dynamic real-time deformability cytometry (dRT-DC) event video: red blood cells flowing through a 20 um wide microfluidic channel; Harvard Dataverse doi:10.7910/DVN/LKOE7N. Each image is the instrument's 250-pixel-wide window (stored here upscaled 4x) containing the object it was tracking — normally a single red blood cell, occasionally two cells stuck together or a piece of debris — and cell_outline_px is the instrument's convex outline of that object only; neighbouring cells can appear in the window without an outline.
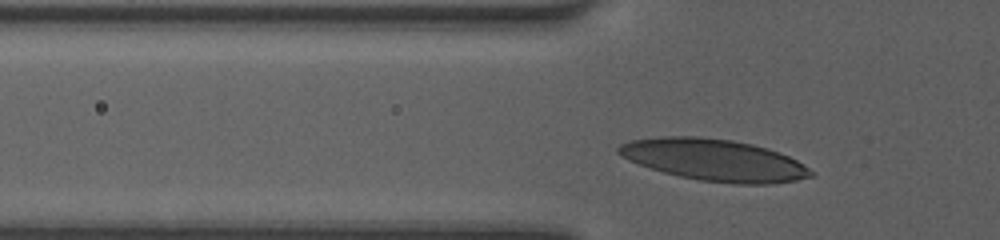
{"species": "human", "species_latin": "Homo sapiens", "temperature_condition": "room temperature", "stored_images_in_passage": 31, "camera_frame_rate_fps": 3000, "um_per_image_px": 0.085, "donor": {"sex": "female"}, "frame": {"image": 1, "passage_image": 5, "time_ms": 1.333, "image_size_px": [1000, 240], "cell_outline_px": [[816, 176], [796, 180], [768, 184], [732, 184], [700, 180], [680, 176], [664, 172], [628, 160], [620, 156], [616, 152], [616, 148], [620, 144], [632, 140], [664, 136], [696, 136], [732, 140], [752, 144], [768, 148], [780, 152], [796, 160], [816, 172]], "centroid_in_image_um": [60.74, 13.6], "position_along_channel_um": 65.1, "area_um2": 46.88}}
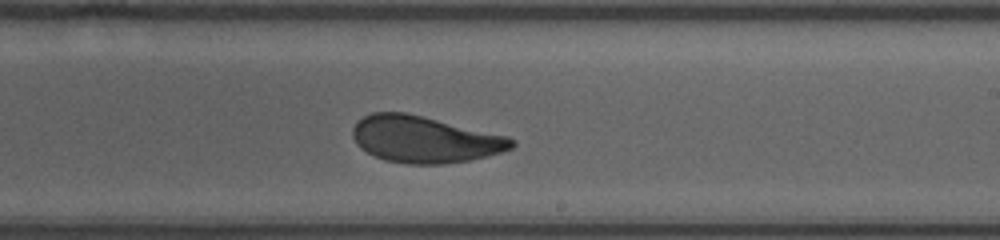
{"frame": {"image": 2, "passage_image": 19, "time_ms": 6.0, "image_size_px": [1000, 240], "cell_outline_px": [[516, 144], [512, 148], [500, 152], [468, 160], [444, 164], [408, 164], [384, 160], [360, 148], [356, 144], [352, 136], [352, 128], [356, 120], [372, 112], [404, 112], [508, 136], [516, 140]], "centroid_in_image_um": [36.05, 11.84], "position_along_channel_um": 252.9, "area_um2": 43.06}}
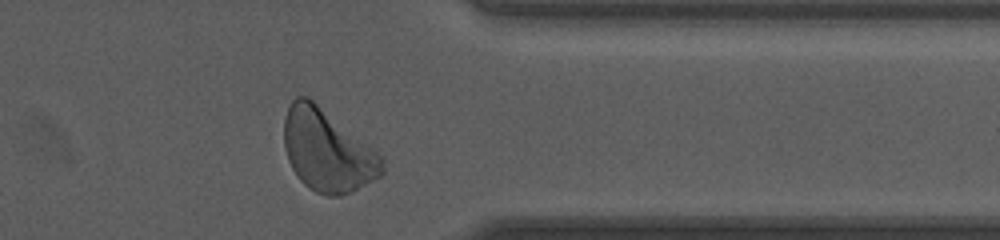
{"frame": {"image": 3, "passage_image": 29, "time_ms": 9.333, "image_size_px": [1000, 240], "cell_outline_px": [[384, 172], [380, 176], [340, 196], [328, 196], [316, 192], [308, 188], [300, 180], [292, 168], [288, 160], [284, 148], [284, 116], [292, 100], [296, 96], [308, 96], [372, 148], [384, 160]], "centroid_in_image_um": [27.78, 12.8], "position_along_channel_um": 383.6, "area_um2": 46.3}, "authors_computed_cell_mechanics": {"area_um2": 43.6968, "velocity_mm_per_s": 4.092, "shape_relaxation_time_tau1_ms": 3.2373, "shape_relaxation_time_tau2_ms": 1.0746, "deformation_change_tau1": 0.1407, "deformation_change_tau2": 0.0718}}